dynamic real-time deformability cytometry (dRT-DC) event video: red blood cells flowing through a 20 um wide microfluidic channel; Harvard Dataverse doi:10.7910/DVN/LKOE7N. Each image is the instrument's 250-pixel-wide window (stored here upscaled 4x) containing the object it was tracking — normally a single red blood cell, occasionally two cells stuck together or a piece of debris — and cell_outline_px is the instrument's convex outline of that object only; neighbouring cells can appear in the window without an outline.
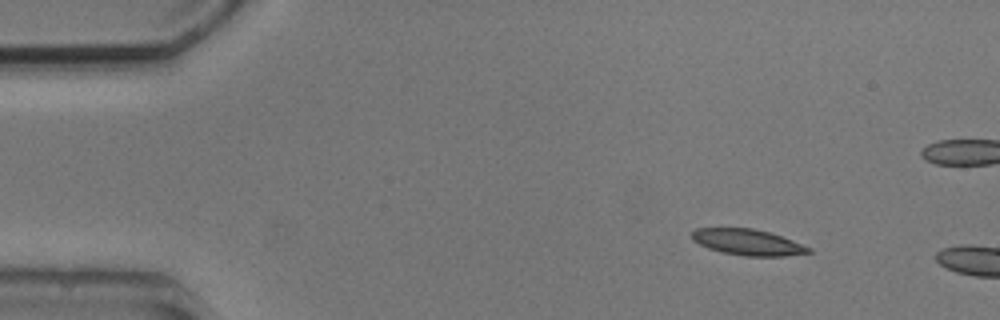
{"species": "common noctule bat (a hibernating species)", "species_latin": "Nyctalus noctula", "temperature_condition": "cold", "stored_images_in_passage": 2, "camera_frame_rate_fps": 3000, "um_per_image_px": 0.085, "animal": {"sex": "male", "body_mass_g": 20.5, "forearm_length_mm": 52.5}, "frame": {"image": 1, "passage_image": 1, "time_ms": 0.0, "image_size_px": [1000, 320], "cell_outline_px": [[812, 252], [784, 256], [744, 256], [724, 252], [708, 248], [692, 240], [692, 232], [696, 228], [752, 228], [768, 232], [792, 240], [812, 248]], "centroid_in_image_um": [63.56, 20.59], "position_along_channel_um": 21.4, "area_um2": 17.51}}